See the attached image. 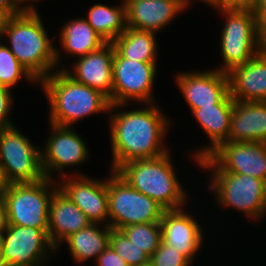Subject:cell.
Listing matches in <instances>:
<instances>
[{"label": "cell", "instance_id": "5", "mask_svg": "<svg viewBox=\"0 0 266 266\" xmlns=\"http://www.w3.org/2000/svg\"><path fill=\"white\" fill-rule=\"evenodd\" d=\"M58 188L57 179L54 181L46 177L33 183L7 184L2 201L8 225L34 227L47 234L49 204Z\"/></svg>", "mask_w": 266, "mask_h": 266}, {"label": "cell", "instance_id": "25", "mask_svg": "<svg viewBox=\"0 0 266 266\" xmlns=\"http://www.w3.org/2000/svg\"><path fill=\"white\" fill-rule=\"evenodd\" d=\"M156 33L127 27L112 44L115 51L125 59L157 63Z\"/></svg>", "mask_w": 266, "mask_h": 266}, {"label": "cell", "instance_id": "37", "mask_svg": "<svg viewBox=\"0 0 266 266\" xmlns=\"http://www.w3.org/2000/svg\"><path fill=\"white\" fill-rule=\"evenodd\" d=\"M13 15L5 8L0 7V37L7 27L8 21Z\"/></svg>", "mask_w": 266, "mask_h": 266}, {"label": "cell", "instance_id": "22", "mask_svg": "<svg viewBox=\"0 0 266 266\" xmlns=\"http://www.w3.org/2000/svg\"><path fill=\"white\" fill-rule=\"evenodd\" d=\"M234 104H215L195 109L192 113L205 131L210 143L193 154L195 164L212 153L220 144L228 141Z\"/></svg>", "mask_w": 266, "mask_h": 266}, {"label": "cell", "instance_id": "40", "mask_svg": "<svg viewBox=\"0 0 266 266\" xmlns=\"http://www.w3.org/2000/svg\"><path fill=\"white\" fill-rule=\"evenodd\" d=\"M6 187H7V182L4 179L3 172L0 169V200H2Z\"/></svg>", "mask_w": 266, "mask_h": 266}, {"label": "cell", "instance_id": "42", "mask_svg": "<svg viewBox=\"0 0 266 266\" xmlns=\"http://www.w3.org/2000/svg\"><path fill=\"white\" fill-rule=\"evenodd\" d=\"M0 266H6L5 260H4L3 244H2V238L1 237H0Z\"/></svg>", "mask_w": 266, "mask_h": 266}, {"label": "cell", "instance_id": "7", "mask_svg": "<svg viewBox=\"0 0 266 266\" xmlns=\"http://www.w3.org/2000/svg\"><path fill=\"white\" fill-rule=\"evenodd\" d=\"M107 176L109 226L113 229L134 224L158 223L164 208L131 187L115 171Z\"/></svg>", "mask_w": 266, "mask_h": 266}, {"label": "cell", "instance_id": "27", "mask_svg": "<svg viewBox=\"0 0 266 266\" xmlns=\"http://www.w3.org/2000/svg\"><path fill=\"white\" fill-rule=\"evenodd\" d=\"M128 239L140 250H143L149 257L160 246L162 232L160 222L142 223L125 226L120 229Z\"/></svg>", "mask_w": 266, "mask_h": 266}, {"label": "cell", "instance_id": "3", "mask_svg": "<svg viewBox=\"0 0 266 266\" xmlns=\"http://www.w3.org/2000/svg\"><path fill=\"white\" fill-rule=\"evenodd\" d=\"M39 83L50 105L49 123L73 127L94 113L109 112L111 104L105 95L76 82L63 69L58 68Z\"/></svg>", "mask_w": 266, "mask_h": 266}, {"label": "cell", "instance_id": "36", "mask_svg": "<svg viewBox=\"0 0 266 266\" xmlns=\"http://www.w3.org/2000/svg\"><path fill=\"white\" fill-rule=\"evenodd\" d=\"M256 0H224V7H252Z\"/></svg>", "mask_w": 266, "mask_h": 266}, {"label": "cell", "instance_id": "2", "mask_svg": "<svg viewBox=\"0 0 266 266\" xmlns=\"http://www.w3.org/2000/svg\"><path fill=\"white\" fill-rule=\"evenodd\" d=\"M41 18L38 11L13 15L1 37L8 38L7 47L38 82L57 70L54 67L61 61Z\"/></svg>", "mask_w": 266, "mask_h": 266}, {"label": "cell", "instance_id": "32", "mask_svg": "<svg viewBox=\"0 0 266 266\" xmlns=\"http://www.w3.org/2000/svg\"><path fill=\"white\" fill-rule=\"evenodd\" d=\"M96 266H129L109 245L97 258Z\"/></svg>", "mask_w": 266, "mask_h": 266}, {"label": "cell", "instance_id": "21", "mask_svg": "<svg viewBox=\"0 0 266 266\" xmlns=\"http://www.w3.org/2000/svg\"><path fill=\"white\" fill-rule=\"evenodd\" d=\"M228 141L266 142V101L234 100Z\"/></svg>", "mask_w": 266, "mask_h": 266}, {"label": "cell", "instance_id": "13", "mask_svg": "<svg viewBox=\"0 0 266 266\" xmlns=\"http://www.w3.org/2000/svg\"><path fill=\"white\" fill-rule=\"evenodd\" d=\"M51 133L44 142L45 147L41 149L42 168L46 178L54 180L53 172L57 177L63 178L68 174L64 172L69 166H80L89 157V149L70 126H59L50 123Z\"/></svg>", "mask_w": 266, "mask_h": 266}, {"label": "cell", "instance_id": "23", "mask_svg": "<svg viewBox=\"0 0 266 266\" xmlns=\"http://www.w3.org/2000/svg\"><path fill=\"white\" fill-rule=\"evenodd\" d=\"M59 34L61 50L78 57L97 51L107 43L84 17L69 20L62 26Z\"/></svg>", "mask_w": 266, "mask_h": 266}, {"label": "cell", "instance_id": "24", "mask_svg": "<svg viewBox=\"0 0 266 266\" xmlns=\"http://www.w3.org/2000/svg\"><path fill=\"white\" fill-rule=\"evenodd\" d=\"M91 223L88 227L75 232L65 241L75 262L85 261L98 256L110 245L111 227Z\"/></svg>", "mask_w": 266, "mask_h": 266}, {"label": "cell", "instance_id": "33", "mask_svg": "<svg viewBox=\"0 0 266 266\" xmlns=\"http://www.w3.org/2000/svg\"><path fill=\"white\" fill-rule=\"evenodd\" d=\"M0 7L7 9L12 15L25 11L20 0H0Z\"/></svg>", "mask_w": 266, "mask_h": 266}, {"label": "cell", "instance_id": "16", "mask_svg": "<svg viewBox=\"0 0 266 266\" xmlns=\"http://www.w3.org/2000/svg\"><path fill=\"white\" fill-rule=\"evenodd\" d=\"M183 208L164 210L160 221L162 242L193 263L195 254L203 246L204 234L199 222Z\"/></svg>", "mask_w": 266, "mask_h": 266}, {"label": "cell", "instance_id": "11", "mask_svg": "<svg viewBox=\"0 0 266 266\" xmlns=\"http://www.w3.org/2000/svg\"><path fill=\"white\" fill-rule=\"evenodd\" d=\"M157 63L122 58L116 51L112 63V104L155 103L153 85ZM154 100V101H153Z\"/></svg>", "mask_w": 266, "mask_h": 266}, {"label": "cell", "instance_id": "26", "mask_svg": "<svg viewBox=\"0 0 266 266\" xmlns=\"http://www.w3.org/2000/svg\"><path fill=\"white\" fill-rule=\"evenodd\" d=\"M85 19L107 43H112L127 28L125 2L120 6L96 3L89 8Z\"/></svg>", "mask_w": 266, "mask_h": 266}, {"label": "cell", "instance_id": "31", "mask_svg": "<svg viewBox=\"0 0 266 266\" xmlns=\"http://www.w3.org/2000/svg\"><path fill=\"white\" fill-rule=\"evenodd\" d=\"M10 88L0 85V129L15 126L10 120L12 101H14Z\"/></svg>", "mask_w": 266, "mask_h": 266}, {"label": "cell", "instance_id": "10", "mask_svg": "<svg viewBox=\"0 0 266 266\" xmlns=\"http://www.w3.org/2000/svg\"><path fill=\"white\" fill-rule=\"evenodd\" d=\"M199 167L212 172L250 175L266 182V142H232L220 144Z\"/></svg>", "mask_w": 266, "mask_h": 266}, {"label": "cell", "instance_id": "9", "mask_svg": "<svg viewBox=\"0 0 266 266\" xmlns=\"http://www.w3.org/2000/svg\"><path fill=\"white\" fill-rule=\"evenodd\" d=\"M0 169L7 184L41 181L45 178L41 148L16 126L0 129Z\"/></svg>", "mask_w": 266, "mask_h": 266}, {"label": "cell", "instance_id": "8", "mask_svg": "<svg viewBox=\"0 0 266 266\" xmlns=\"http://www.w3.org/2000/svg\"><path fill=\"white\" fill-rule=\"evenodd\" d=\"M208 190L215 193L219 207L241 211L249 219L266 215V182L250 175L211 172Z\"/></svg>", "mask_w": 266, "mask_h": 266}, {"label": "cell", "instance_id": "6", "mask_svg": "<svg viewBox=\"0 0 266 266\" xmlns=\"http://www.w3.org/2000/svg\"><path fill=\"white\" fill-rule=\"evenodd\" d=\"M217 11L225 17L220 37V53L224 64L217 70L228 73L260 52L258 21L252 7H223Z\"/></svg>", "mask_w": 266, "mask_h": 266}, {"label": "cell", "instance_id": "4", "mask_svg": "<svg viewBox=\"0 0 266 266\" xmlns=\"http://www.w3.org/2000/svg\"><path fill=\"white\" fill-rule=\"evenodd\" d=\"M115 172L165 210L182 208L187 204L188 195L176 175L169 152L156 158L129 161Z\"/></svg>", "mask_w": 266, "mask_h": 266}, {"label": "cell", "instance_id": "34", "mask_svg": "<svg viewBox=\"0 0 266 266\" xmlns=\"http://www.w3.org/2000/svg\"><path fill=\"white\" fill-rule=\"evenodd\" d=\"M258 45L260 52L266 53V16L258 21Z\"/></svg>", "mask_w": 266, "mask_h": 266}, {"label": "cell", "instance_id": "39", "mask_svg": "<svg viewBox=\"0 0 266 266\" xmlns=\"http://www.w3.org/2000/svg\"><path fill=\"white\" fill-rule=\"evenodd\" d=\"M206 5H210L214 7V9L223 8L224 7V0H200ZM186 9L189 7L191 0H184Z\"/></svg>", "mask_w": 266, "mask_h": 266}, {"label": "cell", "instance_id": "41", "mask_svg": "<svg viewBox=\"0 0 266 266\" xmlns=\"http://www.w3.org/2000/svg\"><path fill=\"white\" fill-rule=\"evenodd\" d=\"M25 1L27 3L29 1V3H30V1L31 2H35V1L36 2H39L40 0H20V2H21V4H22V6H23V8H24L25 11H37V8H35L33 4H31V5L30 4H24Z\"/></svg>", "mask_w": 266, "mask_h": 266}, {"label": "cell", "instance_id": "1", "mask_svg": "<svg viewBox=\"0 0 266 266\" xmlns=\"http://www.w3.org/2000/svg\"><path fill=\"white\" fill-rule=\"evenodd\" d=\"M155 104L131 111L120 110L127 104L110 105L111 171L129 161L156 158L169 151L163 140L172 123Z\"/></svg>", "mask_w": 266, "mask_h": 266}, {"label": "cell", "instance_id": "12", "mask_svg": "<svg viewBox=\"0 0 266 266\" xmlns=\"http://www.w3.org/2000/svg\"><path fill=\"white\" fill-rule=\"evenodd\" d=\"M1 238L6 266H44L57 252L42 229L8 225Z\"/></svg>", "mask_w": 266, "mask_h": 266}, {"label": "cell", "instance_id": "18", "mask_svg": "<svg viewBox=\"0 0 266 266\" xmlns=\"http://www.w3.org/2000/svg\"><path fill=\"white\" fill-rule=\"evenodd\" d=\"M127 27L158 33L181 12L184 0H124Z\"/></svg>", "mask_w": 266, "mask_h": 266}, {"label": "cell", "instance_id": "19", "mask_svg": "<svg viewBox=\"0 0 266 266\" xmlns=\"http://www.w3.org/2000/svg\"><path fill=\"white\" fill-rule=\"evenodd\" d=\"M90 224L83 211L60 188L53 193L49 204L47 235L56 251L68 237Z\"/></svg>", "mask_w": 266, "mask_h": 266}, {"label": "cell", "instance_id": "20", "mask_svg": "<svg viewBox=\"0 0 266 266\" xmlns=\"http://www.w3.org/2000/svg\"><path fill=\"white\" fill-rule=\"evenodd\" d=\"M230 96L237 101H266V53L259 52L228 73Z\"/></svg>", "mask_w": 266, "mask_h": 266}, {"label": "cell", "instance_id": "29", "mask_svg": "<svg viewBox=\"0 0 266 266\" xmlns=\"http://www.w3.org/2000/svg\"><path fill=\"white\" fill-rule=\"evenodd\" d=\"M110 246L129 266H140L150 260V257L132 244L121 230L111 228Z\"/></svg>", "mask_w": 266, "mask_h": 266}, {"label": "cell", "instance_id": "38", "mask_svg": "<svg viewBox=\"0 0 266 266\" xmlns=\"http://www.w3.org/2000/svg\"><path fill=\"white\" fill-rule=\"evenodd\" d=\"M8 226L6 208L2 200H0V237Z\"/></svg>", "mask_w": 266, "mask_h": 266}, {"label": "cell", "instance_id": "35", "mask_svg": "<svg viewBox=\"0 0 266 266\" xmlns=\"http://www.w3.org/2000/svg\"><path fill=\"white\" fill-rule=\"evenodd\" d=\"M252 9L257 17V21H259L262 17L266 16V0H256Z\"/></svg>", "mask_w": 266, "mask_h": 266}, {"label": "cell", "instance_id": "28", "mask_svg": "<svg viewBox=\"0 0 266 266\" xmlns=\"http://www.w3.org/2000/svg\"><path fill=\"white\" fill-rule=\"evenodd\" d=\"M22 78L38 83L29 71L16 59L11 50L0 41V85L12 88Z\"/></svg>", "mask_w": 266, "mask_h": 266}, {"label": "cell", "instance_id": "30", "mask_svg": "<svg viewBox=\"0 0 266 266\" xmlns=\"http://www.w3.org/2000/svg\"><path fill=\"white\" fill-rule=\"evenodd\" d=\"M150 260L154 266H191L192 264L185 255L163 242L160 243Z\"/></svg>", "mask_w": 266, "mask_h": 266}, {"label": "cell", "instance_id": "43", "mask_svg": "<svg viewBox=\"0 0 266 266\" xmlns=\"http://www.w3.org/2000/svg\"><path fill=\"white\" fill-rule=\"evenodd\" d=\"M140 266H154V264L151 262V260H149L147 263H144Z\"/></svg>", "mask_w": 266, "mask_h": 266}, {"label": "cell", "instance_id": "17", "mask_svg": "<svg viewBox=\"0 0 266 266\" xmlns=\"http://www.w3.org/2000/svg\"><path fill=\"white\" fill-rule=\"evenodd\" d=\"M115 48L112 43H106L97 51L77 57L71 69L60 67L76 82L85 84L105 95L112 105V63Z\"/></svg>", "mask_w": 266, "mask_h": 266}, {"label": "cell", "instance_id": "14", "mask_svg": "<svg viewBox=\"0 0 266 266\" xmlns=\"http://www.w3.org/2000/svg\"><path fill=\"white\" fill-rule=\"evenodd\" d=\"M175 77L191 113L197 108L215 104H234L226 72L217 69L205 72L195 70V72H178Z\"/></svg>", "mask_w": 266, "mask_h": 266}, {"label": "cell", "instance_id": "15", "mask_svg": "<svg viewBox=\"0 0 266 266\" xmlns=\"http://www.w3.org/2000/svg\"><path fill=\"white\" fill-rule=\"evenodd\" d=\"M73 177L71 175L59 179V188L83 211L91 223L109 225L107 178L101 181L79 173H73Z\"/></svg>", "mask_w": 266, "mask_h": 266}]
</instances>
